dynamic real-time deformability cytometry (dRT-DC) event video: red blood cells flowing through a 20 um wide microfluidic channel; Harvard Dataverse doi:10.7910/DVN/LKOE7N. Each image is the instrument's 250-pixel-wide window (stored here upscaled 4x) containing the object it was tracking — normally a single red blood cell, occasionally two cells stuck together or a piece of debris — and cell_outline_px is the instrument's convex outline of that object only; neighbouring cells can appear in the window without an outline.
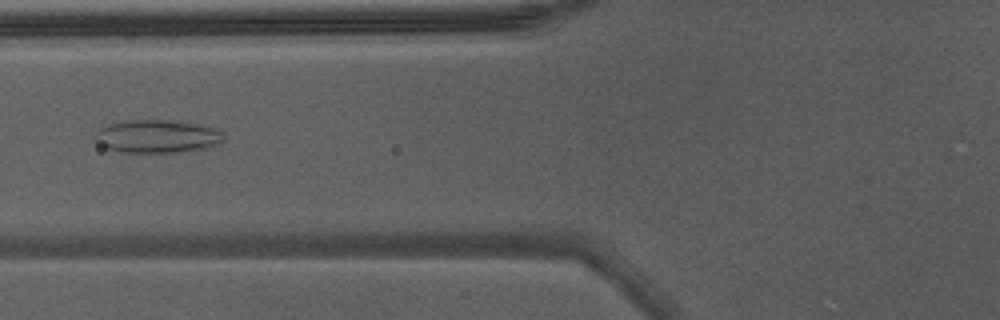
{"species": "Egyptian fruit bat (a non-hibernating species)", "species_latin": "Rousettus aegyptiacus", "temperature_condition": "warm", "stored_images_in_passage": 6, "camera_frame_rate_fps": 3000, "um_per_image_px": 0.085, "animal": {"sex": "male"}, "frame": {"image": 1, "passage_image": 5, "time_ms": 1.333, "image_size_px": [1000, 320], "cell_outline_px": [[224, 140], [220, 144], [212, 148], [188, 152], [120, 152], [108, 148], [100, 144], [92, 136], [100, 128], [108, 124], [120, 120], [168, 120], [196, 124], [220, 128], [224, 132]], "centroid_in_image_um": [13.44, 11.59], "position_along_channel_um": 112.4, "area_um2": 25.37}}